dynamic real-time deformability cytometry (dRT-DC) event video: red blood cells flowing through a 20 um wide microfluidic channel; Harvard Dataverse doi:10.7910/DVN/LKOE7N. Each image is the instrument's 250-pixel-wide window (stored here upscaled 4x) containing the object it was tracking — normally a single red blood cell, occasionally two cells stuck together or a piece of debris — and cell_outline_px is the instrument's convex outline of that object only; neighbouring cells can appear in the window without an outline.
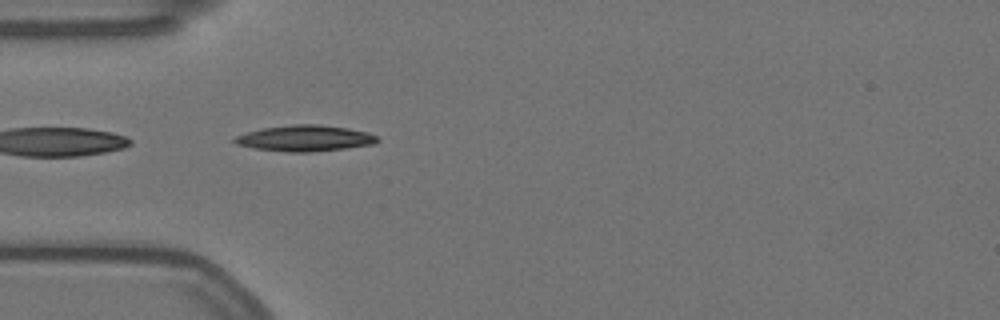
{"species": "Egyptian fruit bat (a non-hibernating species)", "species_latin": "Rousettus aegyptiacus", "temperature_condition": "warm", "stored_images_in_passage": 41, "camera_frame_rate_fps": 3000, "um_per_image_px": 0.085, "animal": {"sex": "female"}, "frame": {"image": 1, "passage_image": 1, "time_ms": 0.0, "image_size_px": [1000, 320], "cell_outline_px": [[380, 140], [376, 144], [344, 148], [308, 152], [288, 152], [256, 148], [236, 144], [232, 140], [236, 136], [248, 132], [264, 128], [292, 124], [316, 124], [348, 128], [368, 132], [376, 136]], "centroid_in_image_um": [25.95, 11.75], "position_along_channel_um": 59.0, "area_um2": 21.44}}
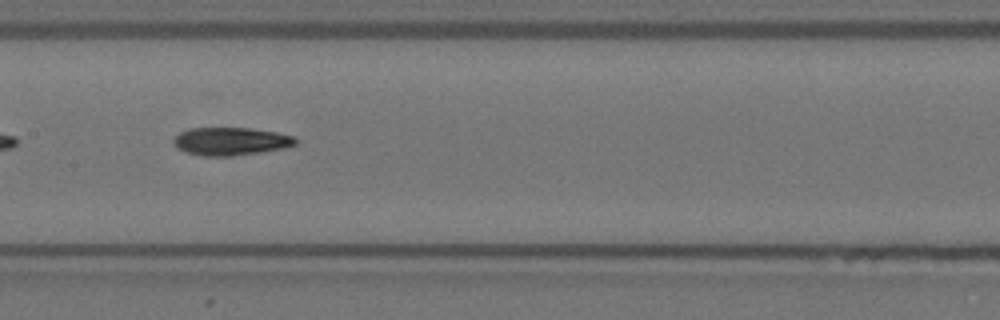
{"frame": {"image": 2, "passage_image": 12, "time_ms": 3.667, "image_size_px": [1000, 320], "cell_outline_px": [[300, 140], [296, 144], [284, 148], [260, 152], [232, 156], [204, 156], [188, 152], [176, 148], [172, 140], [180, 132], [188, 128], [252, 128], [276, 132], [296, 136]], "centroid_in_image_um": [19.65, 12.0], "position_along_channel_um": 187.7, "area_um2": 20.0}}
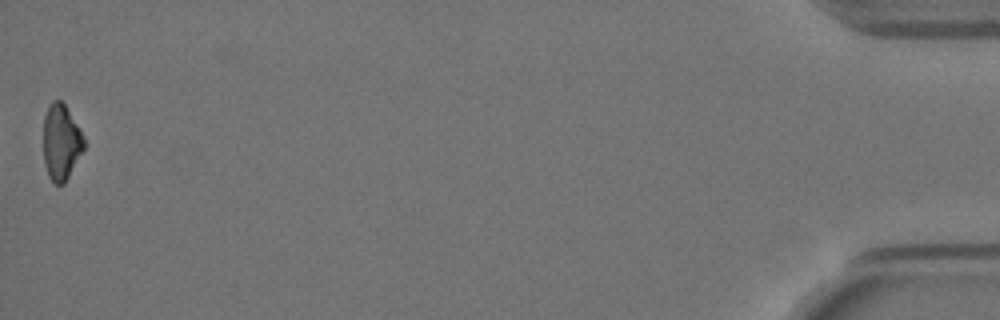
{"frame": {"image": 3, "passage_image": 41, "time_ms": 13.333, "image_size_px": [1000, 320], "cell_outline_px": [[84, 148], [64, 184], [56, 184], [48, 176], [44, 164], [44, 116], [48, 104], [52, 100], [60, 100], [64, 104], [80, 128], [84, 136]], "centroid_in_image_um": [5.19, 12.06], "position_along_channel_um": 430.0, "area_um2": 17.86}, "authors_computed_cell_mechanics": {"area_um2": 19.7098, "velocity_mm_per_s": 3.5403, "shape_relaxation_time_tau1_ms": 7.1176, "shape_relaxation_time_tau2_ms": 9.6501, "deformation_change_tau1": 0.211, "deformation_change_tau2": 0.1736}}